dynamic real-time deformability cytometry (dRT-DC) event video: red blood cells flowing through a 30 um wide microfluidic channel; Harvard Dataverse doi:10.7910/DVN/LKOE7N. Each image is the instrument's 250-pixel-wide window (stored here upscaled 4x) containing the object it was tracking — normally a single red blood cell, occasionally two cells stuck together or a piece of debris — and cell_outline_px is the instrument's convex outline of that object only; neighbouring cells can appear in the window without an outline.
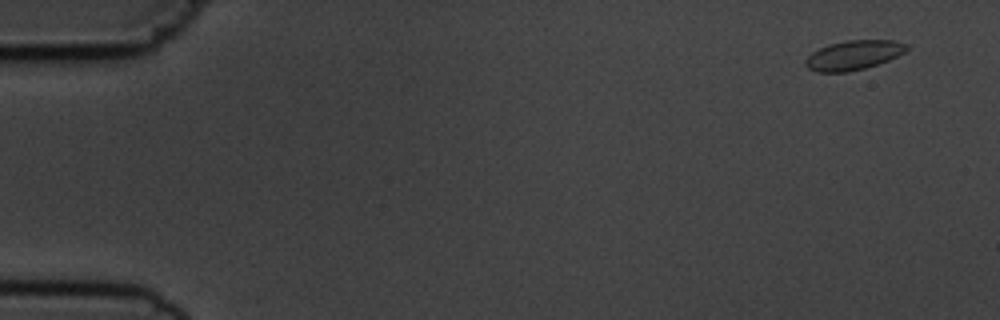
{"species": "common noctule bat (a hibernating species)", "species_latin": "Nyctalus noctula", "temperature_condition": "cold", "stored_images_in_passage": 5, "camera_frame_rate_fps": 3000, "um_per_image_px": 0.085, "animal": {"sex": "male", "body_mass_g": 19.5, "forearm_length_mm": 54.6}, "frame": {"image": 1, "passage_image": 1, "time_ms": 0.0, "image_size_px": [1000, 320], "cell_outline_px": [[908, 48], [904, 52], [888, 60], [864, 68], [848, 72], [816, 72], [808, 68], [804, 64], [804, 60], [812, 52], [828, 44], [848, 40], [892, 40], [908, 44]], "centroid_in_image_um": [72.52, 4.68], "position_along_channel_um": 12.5, "area_um2": 17.28}}
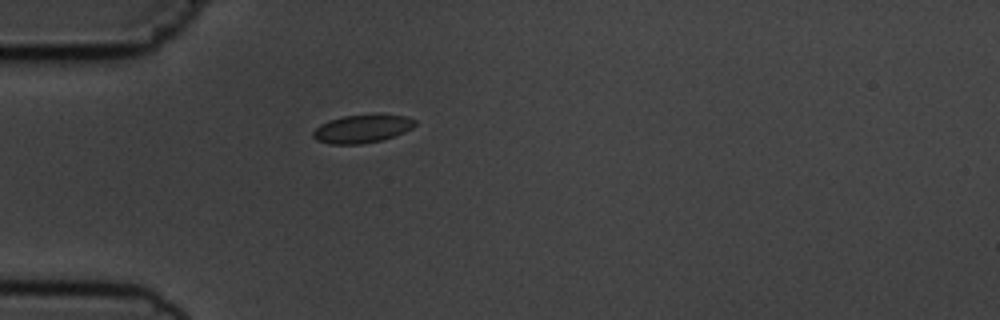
{"frame": {"image": 2, "passage_image": 5, "time_ms": 4.333, "image_size_px": [1000, 320], "cell_outline_px": [[416, 124], [412, 128], [404, 132], [384, 140], [360, 144], [328, 144], [316, 140], [312, 136], [312, 132], [320, 124], [328, 120], [344, 116], [372, 112], [376, 112], [408, 116], [416, 120]], "centroid_in_image_um": [30.81, 10.91], "position_along_channel_um": 54.2, "area_um2": 17.46}}